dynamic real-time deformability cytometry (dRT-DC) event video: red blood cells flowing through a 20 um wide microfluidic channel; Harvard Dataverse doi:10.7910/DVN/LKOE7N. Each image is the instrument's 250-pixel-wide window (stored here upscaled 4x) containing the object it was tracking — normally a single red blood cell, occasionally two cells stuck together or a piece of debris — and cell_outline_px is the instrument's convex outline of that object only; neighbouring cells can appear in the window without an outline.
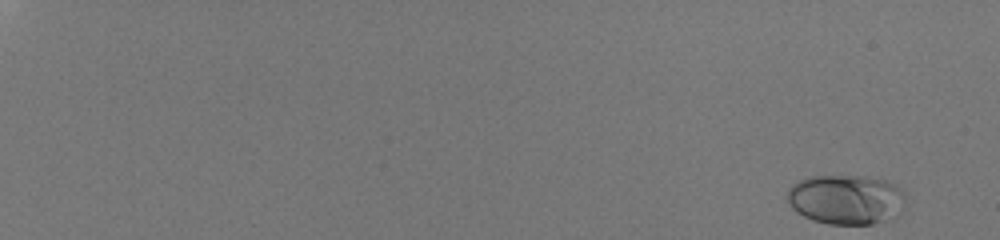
{"species": "human", "species_latin": "Homo sapiens", "temperature_condition": "room temperature", "stored_images_in_passage": 53, "camera_frame_rate_fps": 3000, "um_per_image_px": 0.085, "donor": {"sex": "male"}, "frame": {"image": 1, "passage_image": 2, "time_ms": 0.333, "image_size_px": [1000, 240], "cell_outline_px": [[904, 200], [900, 216], [892, 220], [872, 224], [828, 224], [812, 220], [796, 212], [788, 204], [788, 188], [792, 184], [808, 176], [864, 176], [888, 180], [900, 188], [904, 192]], "centroid_in_image_um": [71.94, 16.96], "position_along_channel_um": 13.1, "area_um2": 34.85}}
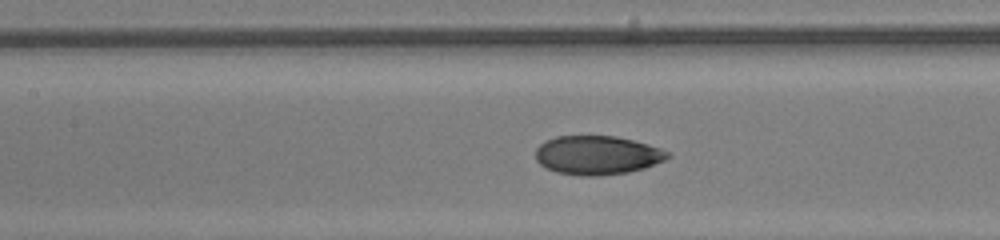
{"frame": {"image": 2, "passage_image": 31, "time_ms": 10.0, "image_size_px": [1000, 240], "cell_outline_px": [[672, 156], [664, 160], [644, 168], [628, 172], [600, 176], [580, 176], [556, 172], [540, 164], [536, 160], [536, 148], [544, 140], [556, 136], [616, 136], [648, 144], [660, 148], [668, 152]], "centroid_in_image_um": [50.75, 13.19], "position_along_channel_um": 156.7, "area_um2": 30.0}}
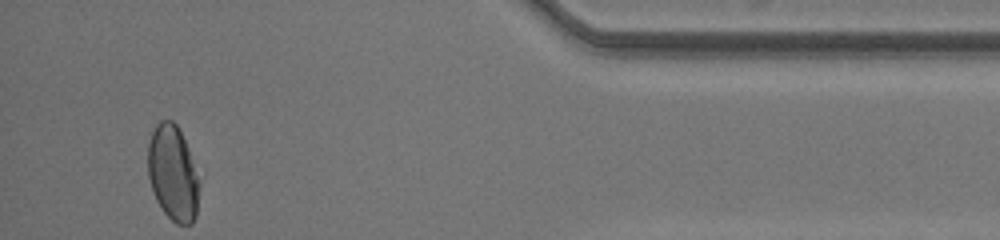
{"frame": {"image": 3, "passage_image": 53, "time_ms": 17.333, "image_size_px": [1000, 240], "cell_outline_px": [[200, 184], [196, 216], [192, 224], [176, 224], [164, 212], [156, 200], [148, 176], [148, 144], [152, 132], [156, 124], [160, 120], [172, 120], [176, 124], [188, 148], [200, 180]], "centroid_in_image_um": [14.71, 14.73], "position_along_channel_um": 420.5, "area_um2": 28.55}, "authors_computed_cell_mechanics": {"area_um2": 29.9982, "velocity_mm_per_s": 4.0963, "shape_relaxation_time_tau1_ms": 4.3432, "shape_relaxation_time_tau2_ms": 0.6564, "deformation_change_tau1": 0.1614, "deformation_change_tau2": 0.0377}}